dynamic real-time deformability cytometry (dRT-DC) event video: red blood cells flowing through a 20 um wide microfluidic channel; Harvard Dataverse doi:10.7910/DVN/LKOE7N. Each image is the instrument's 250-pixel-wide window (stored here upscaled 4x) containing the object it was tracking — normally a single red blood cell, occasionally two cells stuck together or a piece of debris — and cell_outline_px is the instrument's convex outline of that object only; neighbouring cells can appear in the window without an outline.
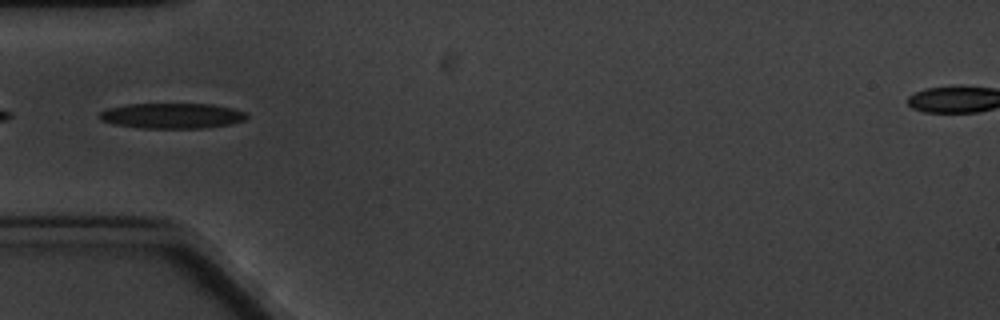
{"species": "common noctule bat (a hibernating species)", "species_latin": "Nyctalus noctula", "temperature_condition": "cold", "stored_images_in_passage": 10, "camera_frame_rate_fps": 3000, "um_per_image_px": 0.085, "animal": {"sex": "male", "body_mass_g": 20.1, "forearm_length_mm": 53.5}, "frame": {"image": 1, "passage_image": 6, "time_ms": 5.667, "image_size_px": [1000, 320], "cell_outline_px": [[248, 116], [244, 120], [232, 124], [204, 128], [140, 128], [112, 124], [100, 120], [96, 116], [100, 112], [108, 108], [128, 104], [212, 104], [232, 108], [248, 112]], "centroid_in_image_um": [14.61, 9.84], "position_along_channel_um": 70.4, "area_um2": 22.02}}